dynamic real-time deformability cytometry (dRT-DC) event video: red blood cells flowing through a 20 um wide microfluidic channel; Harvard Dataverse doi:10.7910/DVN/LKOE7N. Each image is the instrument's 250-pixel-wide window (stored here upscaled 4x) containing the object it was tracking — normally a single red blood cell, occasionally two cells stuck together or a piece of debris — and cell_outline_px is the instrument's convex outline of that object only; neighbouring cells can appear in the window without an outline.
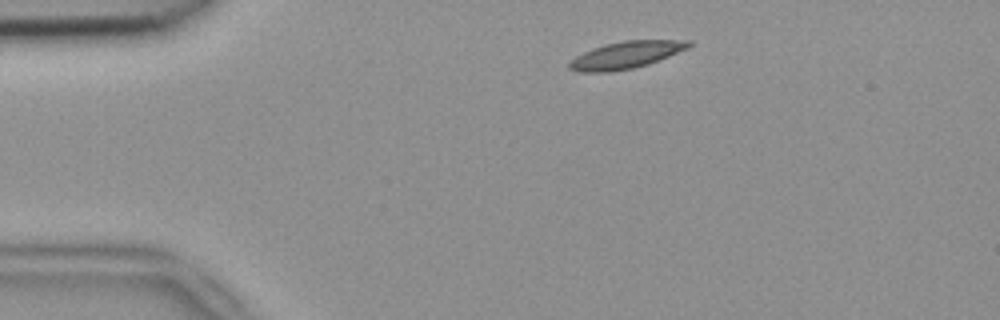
{"species": "common noctule bat (a hibernating species)", "species_latin": "Nyctalus noctula", "temperature_condition": "room temperature", "stored_images_in_passage": 45, "camera_frame_rate_fps": 3000, "um_per_image_px": 0.085, "animal": {"sex": "female", "body_mass_g": 18.4}, "frame": {"image": 1, "passage_image": 2, "time_ms": 0.333, "image_size_px": [1000, 320], "cell_outline_px": [[692, 44], [688, 48], [648, 64], [632, 68], [608, 72], [580, 72], [568, 68], [568, 64], [576, 56], [592, 48], [604, 44], [624, 40], [692, 40]], "centroid_in_image_um": [53.2, 4.66], "position_along_channel_um": 31.8, "area_um2": 18.73}}
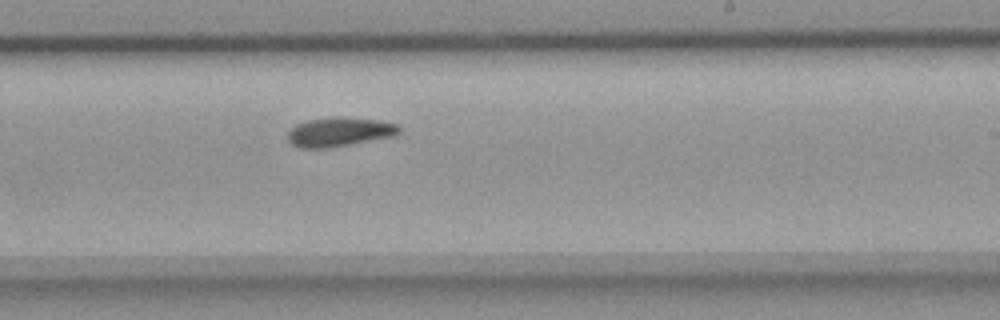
{"frame": {"image": 2, "passage_image": 24, "time_ms": 7.667, "image_size_px": [1000, 320], "cell_outline_px": [[400, 132], [392, 136], [328, 148], [300, 148], [292, 144], [288, 140], [288, 132], [296, 124], [308, 120], [380, 120], [400, 124]], "centroid_in_image_um": [28.84, 11.26], "position_along_channel_um": 260.2, "area_um2": 17.86}}
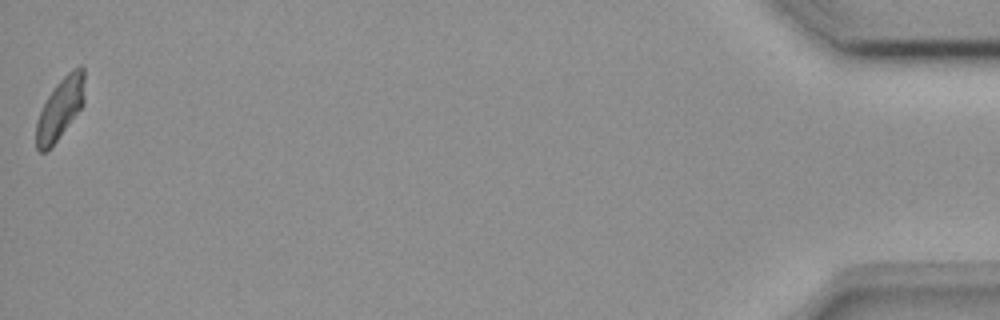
{"frame": {"image": 3, "passage_image": 45, "time_ms": 14.667, "image_size_px": [1000, 320], "cell_outline_px": [[84, 104], [56, 140], [44, 152], [40, 152], [36, 148], [36, 120], [48, 96], [56, 84], [72, 68], [80, 64], [84, 68]], "centroid_in_image_um": [5.12, 9.17], "position_along_channel_um": 430.1, "area_um2": 16.99}, "authors_computed_cell_mechanics": {"area_um2": 18.3804, "velocity_mm_per_s": 3.788, "shape_relaxation_time_tau1_ms": 6.2055, "shape_relaxation_time_tau2_ms": 9.4126, "deformation_change_tau1": 0.1471, "deformation_change_tau2": 0.1606}}